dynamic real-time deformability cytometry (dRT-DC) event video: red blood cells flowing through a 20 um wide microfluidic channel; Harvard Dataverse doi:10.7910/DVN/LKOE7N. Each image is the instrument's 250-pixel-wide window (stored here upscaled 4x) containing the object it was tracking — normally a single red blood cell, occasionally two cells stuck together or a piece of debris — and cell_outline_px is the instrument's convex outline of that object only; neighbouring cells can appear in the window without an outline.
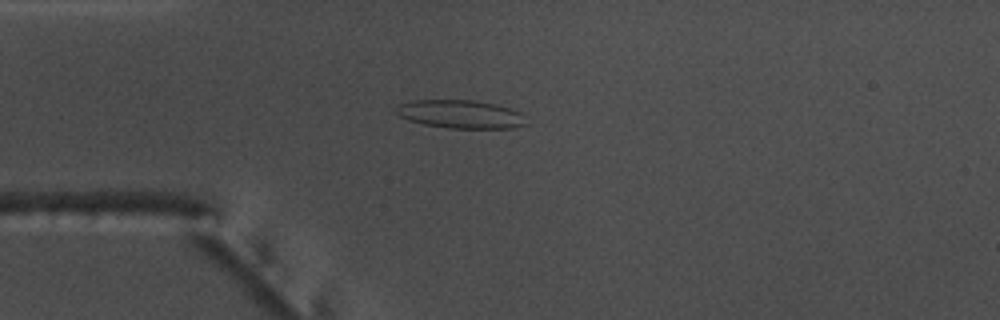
{"species": "common noctule bat (a hibernating species)", "species_latin": "Nyctalus noctula", "temperature_condition": "warm", "stored_images_in_passage": 42, "camera_frame_rate_fps": 3000, "um_per_image_px": 0.085, "animal": {"sex": "male", "body_mass_g": 17.5, "forearm_length_mm": 52.3}, "frame": {"image": 1, "passage_image": 2, "time_ms": 0.333, "image_size_px": [1000, 320], "cell_outline_px": [[528, 124], [512, 128], [448, 128], [424, 124], [408, 120], [392, 112], [400, 104], [412, 100], [472, 100], [496, 104], [520, 112]], "centroid_in_image_um": [39.12, 9.7], "position_along_channel_um": 45.9, "area_um2": 21.44}}
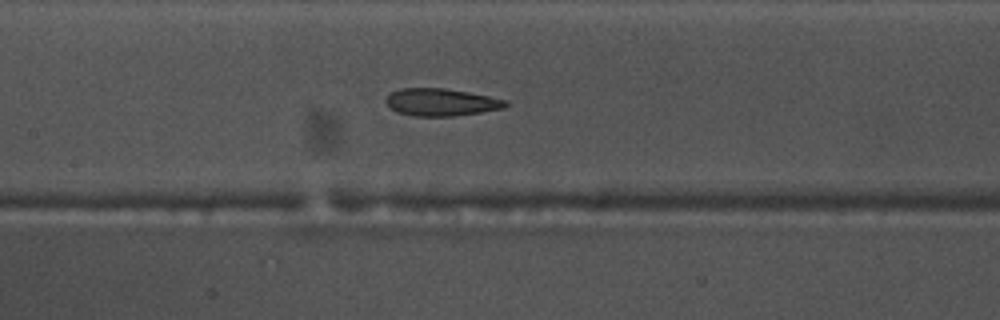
{"frame": {"image": 2, "passage_image": 13, "time_ms": 4.0, "image_size_px": [1000, 320], "cell_outline_px": [[508, 104], [504, 108], [480, 112], [452, 116], [412, 116], [396, 112], [384, 100], [392, 92], [400, 88], [444, 88], [468, 92], [508, 100]], "centroid_in_image_um": [37.49, 8.69], "position_along_channel_um": 169.9, "area_um2": 19.02}}
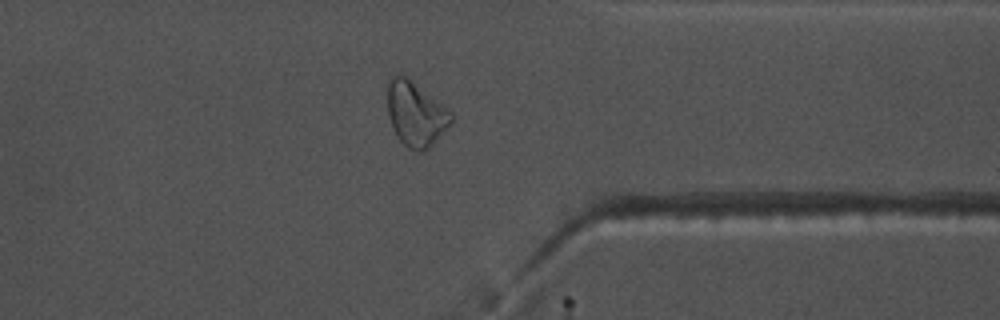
{"frame": {"image": 3, "passage_image": 30, "time_ms": 9.667, "image_size_px": [1000, 320], "cell_outline_px": [[452, 120], [432, 144], [428, 148], [420, 152], [408, 148], [396, 136], [388, 112], [388, 80], [396, 72], [400, 72], [452, 112]], "centroid_in_image_um": [35.3, 9.66], "position_along_channel_um": 376.1, "area_um2": 23.41}, "authors_computed_cell_mechanics": {"area_um2": 20.4612, "velocity_mm_per_s": 3.7665, "shape_relaxation_time_tau1_ms": null, "shape_relaxation_time_tau2_ms": 2.4085, "deformation_change_tau1": null, "deformation_change_tau2": 0.0978}}